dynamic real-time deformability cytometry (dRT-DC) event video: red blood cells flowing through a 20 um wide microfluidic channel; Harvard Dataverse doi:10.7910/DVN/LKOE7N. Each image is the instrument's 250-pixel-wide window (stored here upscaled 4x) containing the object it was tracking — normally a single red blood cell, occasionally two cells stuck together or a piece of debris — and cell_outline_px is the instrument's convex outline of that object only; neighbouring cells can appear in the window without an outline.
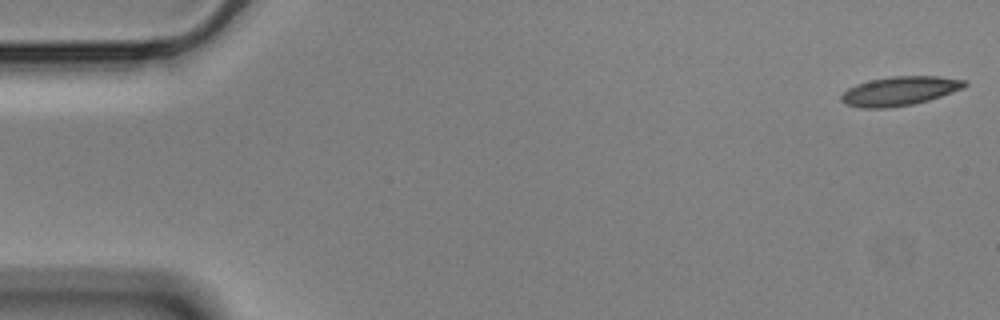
{"species": "Egyptian fruit bat (a non-hibernating species)", "species_latin": "Rousettus aegyptiacus", "temperature_condition": "cold", "stored_images_in_passage": 56, "camera_frame_rate_fps": 3000, "um_per_image_px": 0.085, "animal": {"sex": "male"}, "frame": {"image": 1, "passage_image": 1, "time_ms": 0.0, "image_size_px": [1000, 320], "cell_outline_px": [[968, 84], [964, 88], [928, 100], [912, 104], [888, 108], [860, 108], [848, 104], [840, 100], [840, 96], [848, 88], [856, 84], [872, 80], [892, 76], [940, 76], [964, 80]], "centroid_in_image_um": [76.47, 7.73], "position_along_channel_um": 8.5, "area_um2": 20.75}}
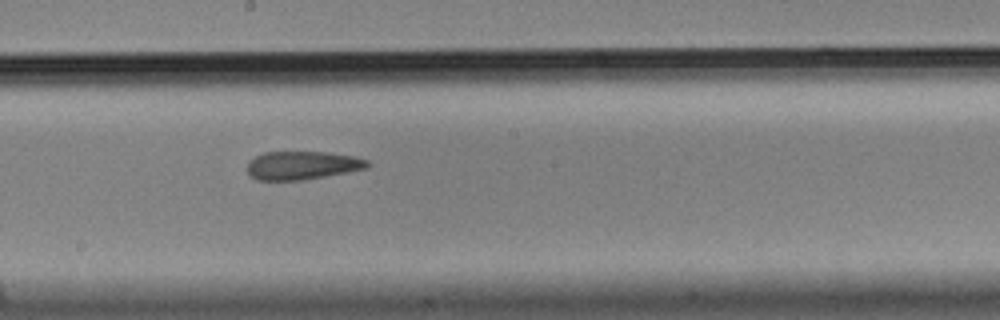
{"frame": {"image": 2, "passage_image": 30, "time_ms": 9.667, "image_size_px": [1000, 320], "cell_outline_px": [[372, 164], [368, 168], [348, 172], [304, 180], [256, 180], [248, 176], [248, 160], [264, 152], [328, 152], [352, 156], [368, 160]], "centroid_in_image_um": [25.69, 14.06], "position_along_channel_um": 222.5, "area_um2": 20.06}}
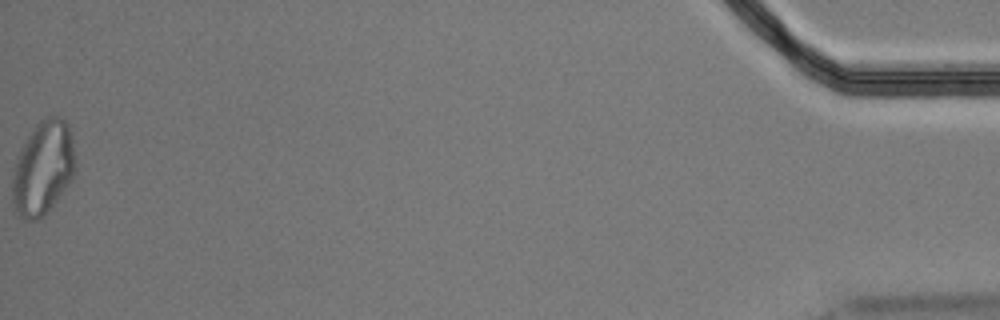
{"frame": {"image": 3, "passage_image": 56, "time_ms": 18.333, "image_size_px": [1000, 320], "cell_outline_px": [[76, 172], [68, 184], [48, 212], [36, 220], [28, 220], [20, 216], [16, 212], [12, 200], [12, 176], [16, 160], [28, 136], [36, 124], [40, 120], [48, 116], [60, 116], [68, 124], [72, 140], [76, 168]], "centroid_in_image_um": [3.66, 14.29], "position_along_channel_um": 431.5, "area_um2": 34.28}, "authors_computed_cell_mechanics": {"area_um2": 21.1548, "velocity_mm_per_s": 3.5583, "shape_relaxation_time_tau1_ms": null, "shape_relaxation_time_tau2_ms": 3.0407, "deformation_change_tau1": null, "deformation_change_tau2": 0.1132}}